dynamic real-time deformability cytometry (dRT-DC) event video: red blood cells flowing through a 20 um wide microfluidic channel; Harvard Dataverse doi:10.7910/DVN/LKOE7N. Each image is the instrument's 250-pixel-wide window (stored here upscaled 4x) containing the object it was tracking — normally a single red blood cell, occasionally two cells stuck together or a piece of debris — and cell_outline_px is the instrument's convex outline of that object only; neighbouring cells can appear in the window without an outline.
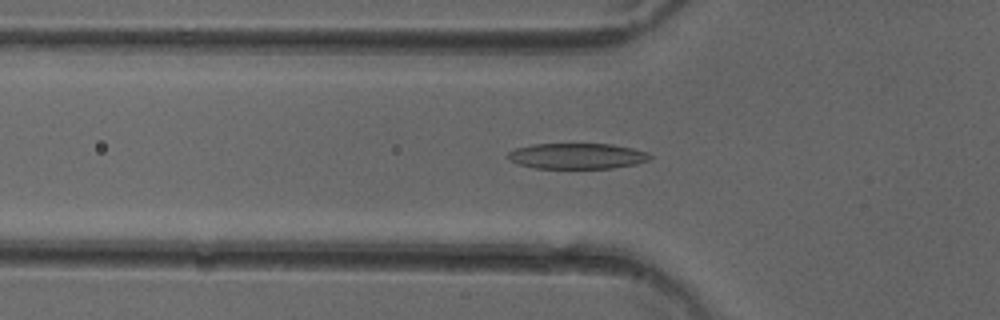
{"species": "common noctule bat (a hibernating species)", "species_latin": "Nyctalus noctula", "temperature_condition": "cold", "stored_images_in_passage": 20, "camera_frame_rate_fps": 3000, "um_per_image_px": 0.085, "animal": {"sex": "female"}, "frame": {"image": 1, "passage_image": 4, "time_ms": 1.0, "image_size_px": [1000, 320], "cell_outline_px": [[652, 160], [636, 164], [612, 168], [536, 168], [520, 164], [504, 156], [508, 152], [516, 148], [532, 144], [612, 144], [632, 148], [648, 152], [652, 156]], "centroid_in_image_um": [49.09, 13.26], "position_along_channel_um": 76.7, "area_um2": 21.33}}
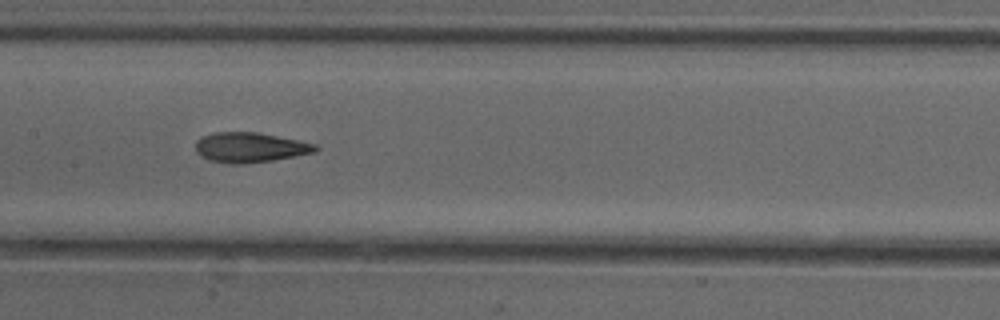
{"frame": {"image": 2, "passage_image": 12, "time_ms": 3.667, "image_size_px": [1000, 320], "cell_outline_px": [[320, 148], [316, 152], [272, 160], [244, 164], [232, 164], [208, 160], [200, 156], [196, 152], [196, 140], [200, 136], [212, 132], [256, 132], [316, 144]], "centroid_in_image_um": [21.2, 12.53], "position_along_channel_um": 186.2, "area_um2": 20.98}}
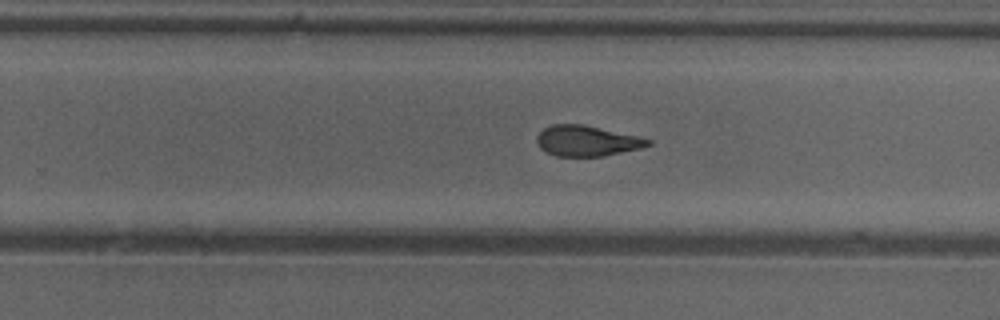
{"frame": {"image": 3, "passage_image": 19, "time_ms": 6.0, "image_size_px": [1000, 320], "cell_outline_px": [[652, 144], [640, 148], [604, 156], [556, 156], [544, 152], [540, 148], [536, 140], [536, 136], [544, 128], [552, 124], [584, 124], [636, 136], [652, 140]], "centroid_in_image_um": [49.84, 11.97], "position_along_channel_um": 280.0, "area_um2": 19.77}}